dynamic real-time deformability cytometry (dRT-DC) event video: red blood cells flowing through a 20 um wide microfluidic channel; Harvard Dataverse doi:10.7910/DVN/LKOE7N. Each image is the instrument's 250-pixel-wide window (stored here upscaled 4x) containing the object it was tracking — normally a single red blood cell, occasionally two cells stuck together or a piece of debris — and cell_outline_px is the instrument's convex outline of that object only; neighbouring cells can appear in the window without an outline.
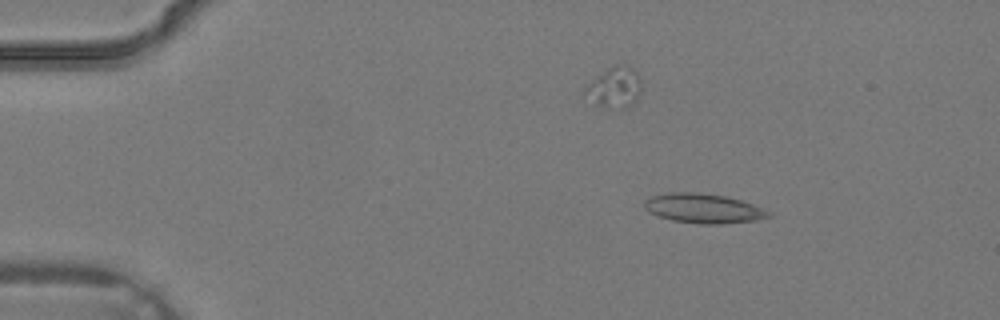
{"species": "common noctule bat (a hibernating species)", "species_latin": "Nyctalus noctula", "temperature_condition": "warm", "stored_images_in_passage": 5, "camera_frame_rate_fps": 3000, "um_per_image_px": 0.085, "animal": {"sex": "male", "body_mass_g": 19.2, "forearm_length_mm": 51.8}, "frame": {"image": 1, "passage_image": 3, "time_ms": 0.667, "image_size_px": [1000, 320], "cell_outline_px": [[772, 216], [756, 220], [720, 224], [700, 224], [672, 220], [656, 216], [648, 212], [644, 208], [644, 200], [652, 196], [668, 192], [696, 192], [724, 196], [740, 200], [752, 204], [772, 212]], "centroid_in_image_um": [59.76, 17.72], "position_along_channel_um": 25.2, "area_um2": 21.44}}